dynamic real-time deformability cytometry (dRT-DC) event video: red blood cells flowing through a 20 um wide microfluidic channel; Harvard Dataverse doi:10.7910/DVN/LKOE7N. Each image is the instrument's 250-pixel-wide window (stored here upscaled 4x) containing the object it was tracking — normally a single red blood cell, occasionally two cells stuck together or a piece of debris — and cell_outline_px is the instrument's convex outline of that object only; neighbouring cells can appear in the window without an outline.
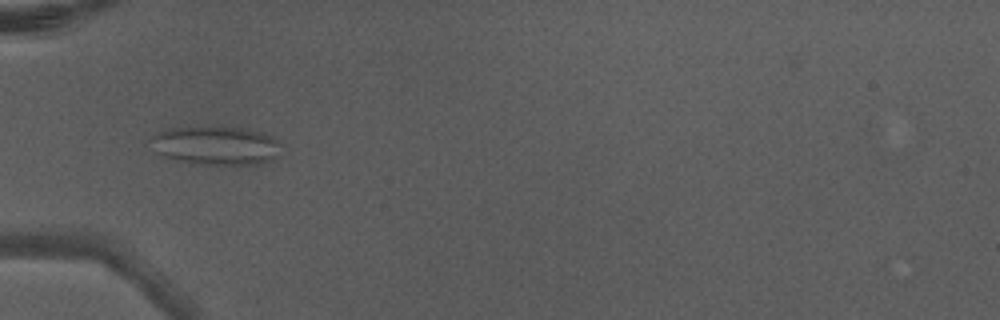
{"species": "Egyptian fruit bat (a non-hibernating species)", "species_latin": "Rousettus aegyptiacus", "temperature_condition": "warm", "stored_images_in_passage": 7, "camera_frame_rate_fps": 3000, "um_per_image_px": 0.085, "animal": {"sex": "male"}, "frame": {"image": 1, "passage_image": 6, "time_ms": 1.667, "image_size_px": [1000, 320], "cell_outline_px": [[280, 144], [272, 160], [260, 164], [232, 168], [192, 164], [176, 160], [164, 156], [156, 152], [152, 136], [156, 132], [172, 128], [244, 128], [264, 132], [272, 136]], "centroid_in_image_um": [18.4, 12.44], "position_along_channel_um": 66.6, "area_um2": 29.77}}
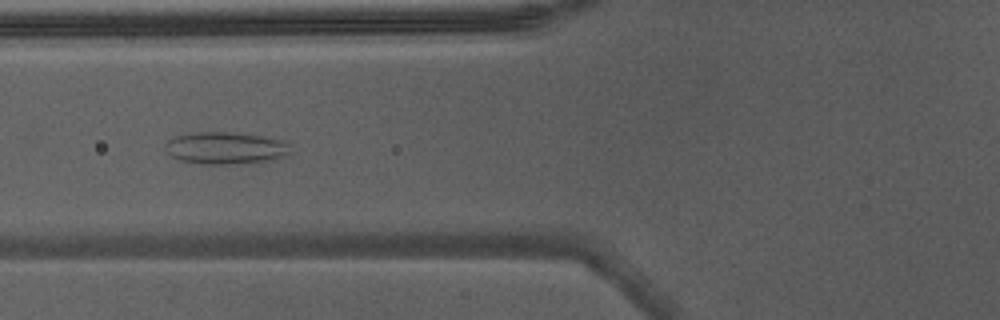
{"frame": {"image": 2, "passage_image": 7, "time_ms": 2.0, "image_size_px": [1000, 320], "cell_outline_px": [[288, 156], [276, 160], [228, 164], [200, 164], [180, 160], [172, 156], [164, 148], [164, 144], [172, 136], [188, 132], [228, 132], [264, 136], [288, 140]], "centroid_in_image_um": [19.17, 12.57], "position_along_channel_um": 106.6, "area_um2": 23.87}}